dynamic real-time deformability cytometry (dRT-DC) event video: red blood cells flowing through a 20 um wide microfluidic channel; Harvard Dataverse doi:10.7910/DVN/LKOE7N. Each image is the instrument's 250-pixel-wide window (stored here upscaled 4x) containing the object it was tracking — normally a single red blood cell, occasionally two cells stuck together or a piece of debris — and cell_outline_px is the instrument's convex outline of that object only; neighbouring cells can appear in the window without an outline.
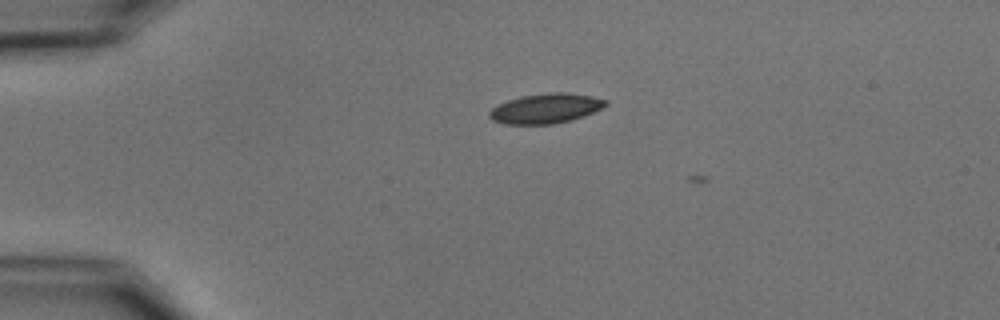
{"species": "common noctule bat (a hibernating species)", "species_latin": "Nyctalus noctula", "temperature_condition": "cold", "stored_images_in_passage": 3, "camera_frame_rate_fps": 3000, "um_per_image_px": 0.085, "animal": {"sex": "male", "body_mass_g": 15.6}, "frame": {"image": 1, "passage_image": 2, "time_ms": 0.333, "image_size_px": [1000, 320], "cell_outline_px": [[608, 104], [584, 116], [572, 120], [552, 124], [504, 124], [492, 120], [488, 116], [488, 112], [496, 104], [520, 96], [548, 92], [564, 92], [592, 96], [608, 100]], "centroid_in_image_um": [46.35, 9.21], "position_along_channel_um": 38.7, "area_um2": 20.35}}